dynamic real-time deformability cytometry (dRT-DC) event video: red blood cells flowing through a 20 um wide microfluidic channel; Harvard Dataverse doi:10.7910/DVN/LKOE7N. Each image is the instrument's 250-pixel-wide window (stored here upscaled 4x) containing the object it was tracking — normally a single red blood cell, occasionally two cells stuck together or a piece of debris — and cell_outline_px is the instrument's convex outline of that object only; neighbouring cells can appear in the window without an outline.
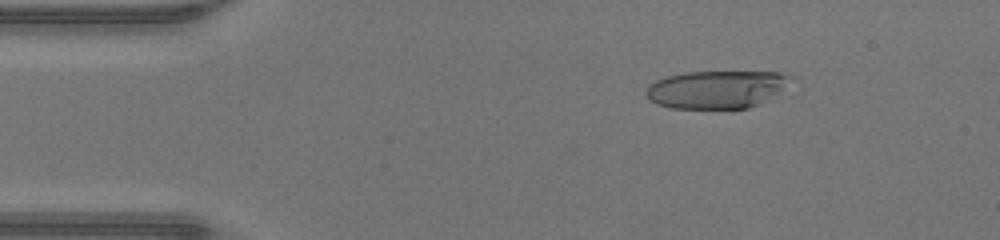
{"species": "human", "species_latin": "Homo sapiens", "temperature_condition": "warm", "stored_images_in_passage": 47, "camera_frame_rate_fps": 3000, "um_per_image_px": 0.085, "donor": {"sex": "male"}, "frame": {"image": 1, "passage_image": 7, "time_ms": 2.0, "image_size_px": [1000, 240], "cell_outline_px": [[796, 76], [768, 100], [760, 104], [748, 108], [672, 108], [656, 104], [648, 100], [644, 92], [648, 84], [656, 80], [668, 76], [684, 72], [780, 72]], "centroid_in_image_um": [60.88, 7.59], "position_along_channel_um": 24.1, "area_um2": 32.02}}
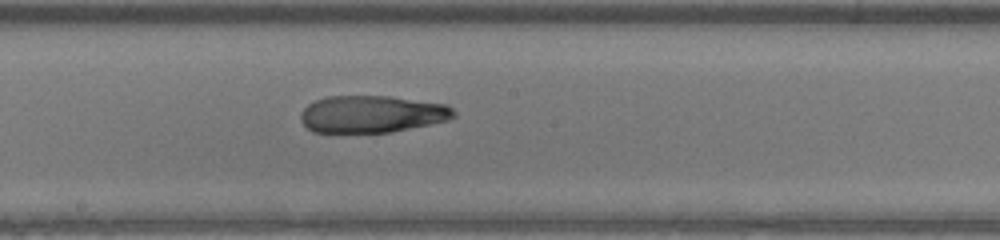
{"frame": {"image": 2, "passage_image": 25, "time_ms": 8.0, "image_size_px": [1000, 240], "cell_outline_px": [[456, 116], [448, 120], [392, 132], [312, 132], [300, 120], [300, 112], [308, 104], [316, 100], [328, 96], [388, 96], [448, 104], [456, 112]], "centroid_in_image_um": [31.62, 9.69], "position_along_channel_um": 216.6, "area_um2": 33.18}}
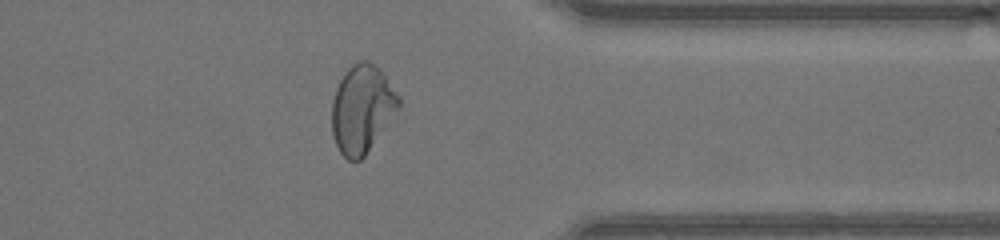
{"frame": {"image": 3, "passage_image": 37, "time_ms": 12.0, "image_size_px": [1000, 240], "cell_outline_px": [[400, 108], [364, 156], [360, 160], [348, 160], [340, 152], [336, 144], [332, 132], [332, 100], [336, 88], [344, 72], [352, 64], [360, 60], [368, 60], [380, 68], [400, 96]], "centroid_in_image_um": [30.78, 9.23], "position_along_channel_um": 380.6, "area_um2": 34.33}, "authors_computed_cell_mechanics": {"area_um2": 34.6222, "velocity_mm_per_s": 4.3962, "shape_relaxation_time_tau1_ms": null, "shape_relaxation_time_tau2_ms": 1.9219, "deformation_change_tau1": null, "deformation_change_tau2": 0.0989}}